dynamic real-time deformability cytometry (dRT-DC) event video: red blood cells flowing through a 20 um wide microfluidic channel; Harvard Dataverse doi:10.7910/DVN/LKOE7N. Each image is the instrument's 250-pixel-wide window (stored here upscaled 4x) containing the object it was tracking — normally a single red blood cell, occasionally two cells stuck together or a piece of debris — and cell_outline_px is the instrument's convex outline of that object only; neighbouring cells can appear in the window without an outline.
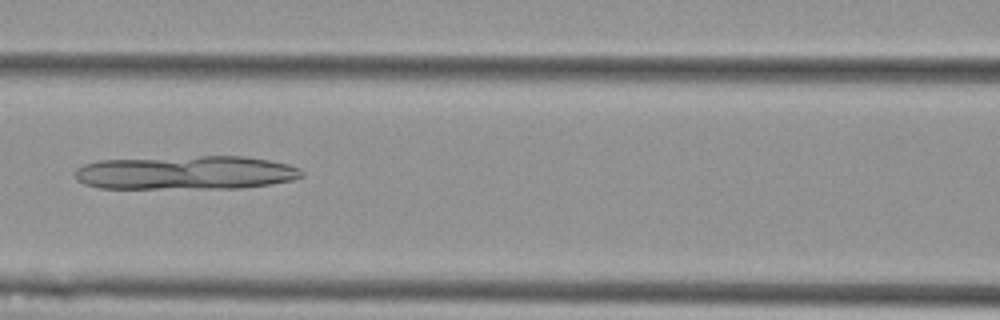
{"species": "Egyptian fruit bat (a non-hibernating species)", "species_latin": "Rousettus aegyptiacus", "temperature_condition": "cold", "stored_images_in_passage": 8, "camera_frame_rate_fps": 3000, "um_per_image_px": 0.085, "animal": {"sex": "female"}, "frame": {"image": 1, "passage_image": 7, "time_ms": 2.0, "image_size_px": [1000, 320], "cell_outline_px": [[304, 176], [292, 180], [268, 184], [240, 188], [100, 188], [84, 184], [76, 180], [76, 168], [84, 164], [96, 160], [200, 156], [244, 156], [268, 160], [288, 164], [300, 168], [304, 172]], "centroid_in_image_um": [15.79, 14.67], "position_along_channel_um": 150.8, "area_um2": 44.74}}